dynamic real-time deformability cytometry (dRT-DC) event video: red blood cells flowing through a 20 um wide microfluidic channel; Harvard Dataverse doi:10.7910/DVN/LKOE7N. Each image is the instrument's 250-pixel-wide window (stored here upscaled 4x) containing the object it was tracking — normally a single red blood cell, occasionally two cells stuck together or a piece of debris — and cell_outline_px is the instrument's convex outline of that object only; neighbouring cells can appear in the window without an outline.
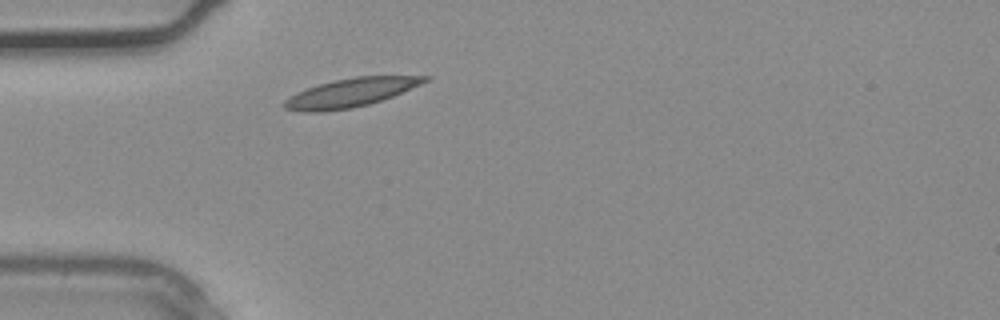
{"species": "common noctule bat (a hibernating species)", "species_latin": "Nyctalus noctula", "temperature_condition": "warm", "stored_images_in_passage": 1, "camera_frame_rate_fps": 3000, "um_per_image_px": 0.085, "animal": {"sex": "male", "body_mass_g": 20.4}, "frame": {"image": 1, "passage_image": 1, "time_ms": 0.0, "image_size_px": [1000, 320], "cell_outline_px": [[432, 76], [428, 80], [420, 84], [392, 96], [368, 104], [352, 108], [320, 112], [304, 112], [284, 108], [280, 104], [284, 100], [296, 92], [320, 84], [336, 80], [356, 76]], "centroid_in_image_um": [29.75, 7.88], "position_along_channel_um": 55.3, "area_um2": 23.12}}